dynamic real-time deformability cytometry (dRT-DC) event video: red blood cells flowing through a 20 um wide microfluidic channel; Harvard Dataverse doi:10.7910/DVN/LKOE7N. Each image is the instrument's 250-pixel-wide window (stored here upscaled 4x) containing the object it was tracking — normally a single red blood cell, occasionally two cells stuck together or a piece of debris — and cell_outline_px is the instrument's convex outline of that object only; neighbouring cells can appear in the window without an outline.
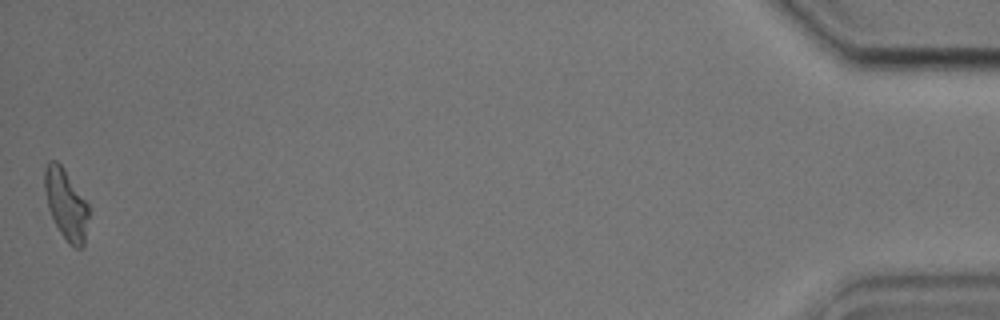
{"species": "common noctule bat (a hibernating species)", "species_latin": "Nyctalus noctula", "temperature_condition": "cold", "stored_images_in_passage": 39, "camera_frame_rate_fps": 3000, "um_per_image_px": 0.085, "animal": {"sex": "male", "body_mass_g": 17.9, "forearm_length_mm": 54.2}, "frame": {"image": 1, "passage_image": 39, "time_ms": 12.667, "image_size_px": [1000, 320], "cell_outline_px": [[92, 212], [84, 244], [80, 248], [76, 248], [68, 244], [60, 232], [48, 208], [44, 188], [44, 168], [48, 160], [56, 160], [64, 168], [88, 204]], "centroid_in_image_um": [5.64, 17.38], "position_along_channel_um": 429.6, "area_um2": 18.5}, "authors_computed_cell_mechanics": {"area_um2": 18.5538, "velocity_mm_per_s": 3.781, "shape_relaxation_time_tau1_ms": 7.181, "shape_relaxation_time_tau2_ms": 3.5364, "deformation_change_tau1": 0.2186, "deformation_change_tau2": 0.1273}}